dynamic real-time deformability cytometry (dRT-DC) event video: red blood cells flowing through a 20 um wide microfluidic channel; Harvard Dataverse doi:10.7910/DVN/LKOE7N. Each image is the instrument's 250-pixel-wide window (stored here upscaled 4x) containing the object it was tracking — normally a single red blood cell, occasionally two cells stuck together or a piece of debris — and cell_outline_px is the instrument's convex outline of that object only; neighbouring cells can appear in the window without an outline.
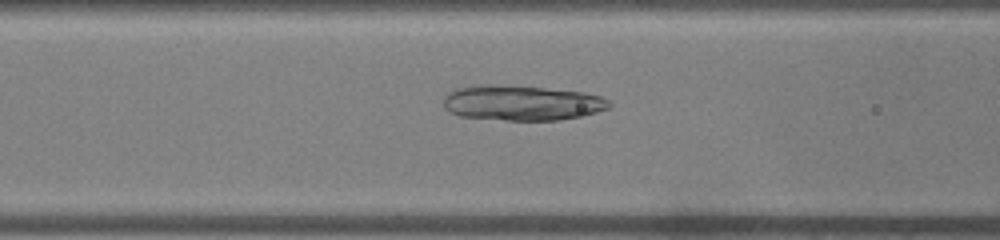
{"species": "common noctule bat (a hibernating species)", "species_latin": "Nyctalus noctula", "temperature_condition": "warm", "stored_images_in_passage": 39, "camera_frame_rate_fps": 3000, "um_per_image_px": 0.085, "animal": {"sex": "male", "body_mass_g": 19.0, "forearm_length_mm": 50.8}, "frame": {"image": 1, "passage_image": 12, "time_ms": 3.667, "image_size_px": [1000, 240], "cell_outline_px": [[612, 104], [608, 108], [596, 112], [580, 116], [560, 120], [508, 120], [460, 116], [448, 112], [444, 108], [444, 96], [448, 92], [456, 88], [488, 84], [544, 88], [584, 92], [600, 96], [608, 100]], "centroid_in_image_um": [44.33, 8.75], "position_along_channel_um": 122.3, "area_um2": 33.81}}
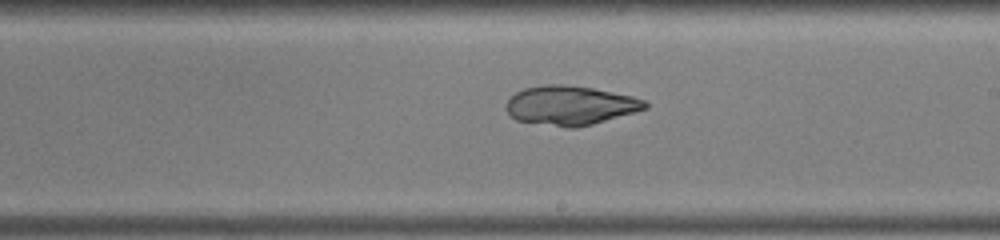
{"frame": {"image": 2, "passage_image": 21, "time_ms": 6.667, "image_size_px": [1000, 240], "cell_outline_px": [[648, 108], [592, 124], [576, 128], [568, 128], [516, 120], [508, 112], [508, 100], [516, 92], [524, 88], [544, 84], [560, 84], [592, 88], [632, 96], [644, 100], [648, 104]], "centroid_in_image_um": [48.48, 8.96], "position_along_channel_um": 240.5, "area_um2": 31.39}}
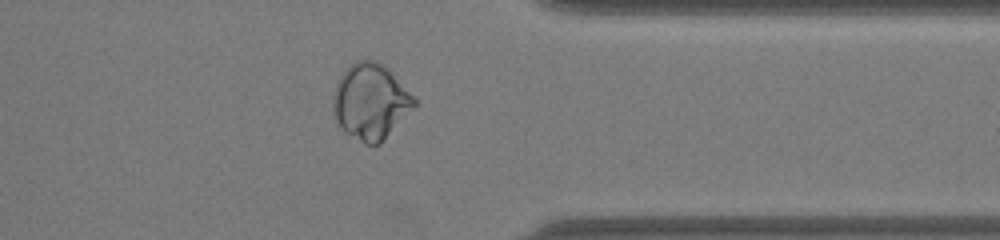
{"frame": {"image": 3, "passage_image": 32, "time_ms": 10.333, "image_size_px": [1000, 240], "cell_outline_px": [[416, 104], [380, 144], [364, 144], [344, 132], [336, 124], [332, 112], [332, 96], [336, 84], [340, 76], [348, 64], [356, 60], [376, 60], [388, 68], [416, 100]], "centroid_in_image_um": [31.43, 8.63], "position_along_channel_um": 380.0, "area_um2": 35.89}}